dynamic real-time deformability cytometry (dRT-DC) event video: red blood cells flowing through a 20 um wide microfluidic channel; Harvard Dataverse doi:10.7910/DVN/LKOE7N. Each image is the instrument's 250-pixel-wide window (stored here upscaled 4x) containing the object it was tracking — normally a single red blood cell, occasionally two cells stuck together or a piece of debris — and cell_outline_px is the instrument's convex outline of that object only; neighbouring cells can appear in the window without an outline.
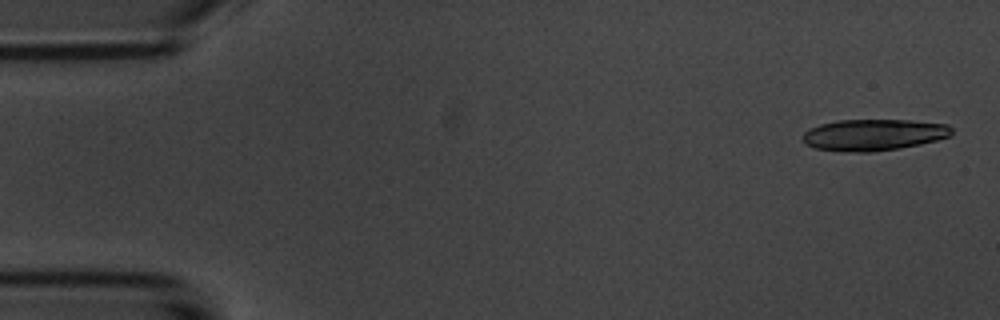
{"species": "common noctule bat (a hibernating species)", "species_latin": "Nyctalus noctula", "temperature_condition": "room temperature", "stored_images_in_passage": 5, "camera_frame_rate_fps": 3000, "um_per_image_px": 0.085, "animal": {"sex": "male", "body_mass_g": 20.1, "forearm_length_mm": 53.5}, "frame": {"image": 1, "passage_image": 1, "time_ms": 0.0, "image_size_px": [1000, 320], "cell_outline_px": [[952, 132], [948, 136], [936, 140], [920, 144], [900, 148], [872, 152], [840, 152], [816, 148], [808, 144], [804, 140], [804, 132], [808, 128], [820, 124], [836, 120], [912, 120], [948, 124], [952, 128]], "centroid_in_image_um": [74.25, 11.45], "position_along_channel_um": 10.7, "area_um2": 27.34}}